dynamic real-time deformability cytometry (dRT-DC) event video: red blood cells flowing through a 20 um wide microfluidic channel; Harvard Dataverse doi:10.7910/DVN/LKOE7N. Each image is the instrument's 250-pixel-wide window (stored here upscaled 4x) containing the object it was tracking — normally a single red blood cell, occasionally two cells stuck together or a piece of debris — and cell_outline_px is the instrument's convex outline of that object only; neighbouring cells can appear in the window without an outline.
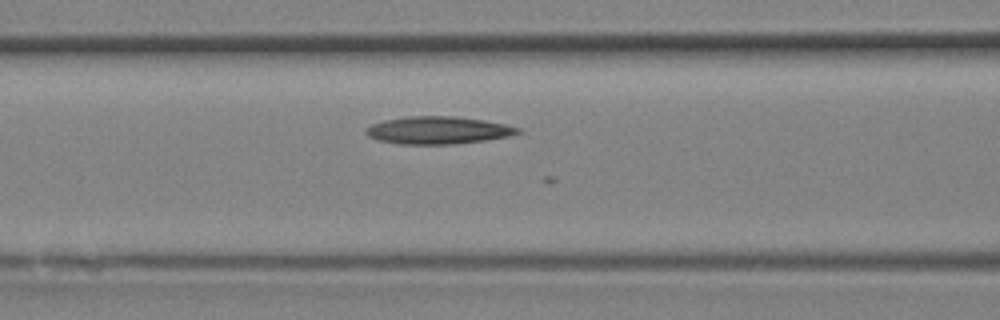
{"species": "Egyptian fruit bat (a non-hibernating species)", "species_latin": "Rousettus aegyptiacus", "temperature_condition": "room temperature", "stored_images_in_passage": 18, "camera_frame_rate_fps": 3000, "um_per_image_px": 0.085, "animal": {"sex": "female"}, "frame": {"image": 1, "passage_image": 5, "time_ms": 1.333, "image_size_px": [1000, 320], "cell_outline_px": [[520, 132], [508, 136], [484, 140], [452, 144], [400, 144], [376, 140], [368, 136], [364, 132], [364, 128], [372, 124], [384, 120], [408, 116], [456, 116], [484, 120], [504, 124], [520, 128]], "centroid_in_image_um": [37.17, 11.07], "position_along_channel_um": 129.4, "area_um2": 24.33}}
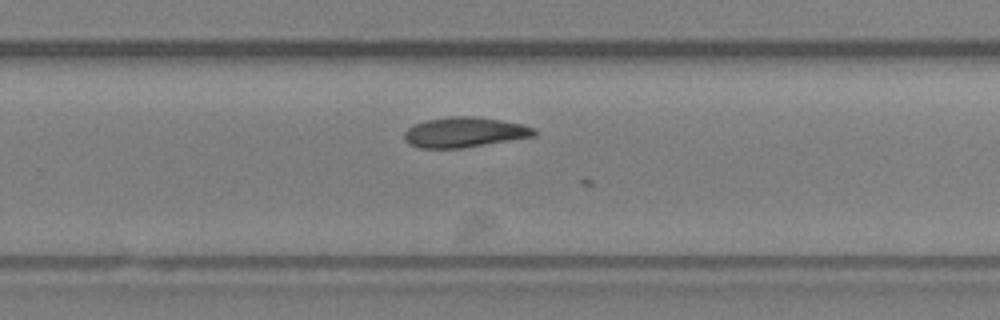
{"frame": {"image": 2, "passage_image": 12, "time_ms": 3.667, "image_size_px": [1000, 320], "cell_outline_px": [[536, 136], [460, 148], [420, 148], [408, 144], [404, 140], [404, 132], [408, 128], [416, 124], [428, 120], [448, 116], [476, 116], [500, 120], [520, 124], [536, 128]], "centroid_in_image_um": [39.47, 11.24], "position_along_channel_um": 290.3, "area_um2": 22.72}}